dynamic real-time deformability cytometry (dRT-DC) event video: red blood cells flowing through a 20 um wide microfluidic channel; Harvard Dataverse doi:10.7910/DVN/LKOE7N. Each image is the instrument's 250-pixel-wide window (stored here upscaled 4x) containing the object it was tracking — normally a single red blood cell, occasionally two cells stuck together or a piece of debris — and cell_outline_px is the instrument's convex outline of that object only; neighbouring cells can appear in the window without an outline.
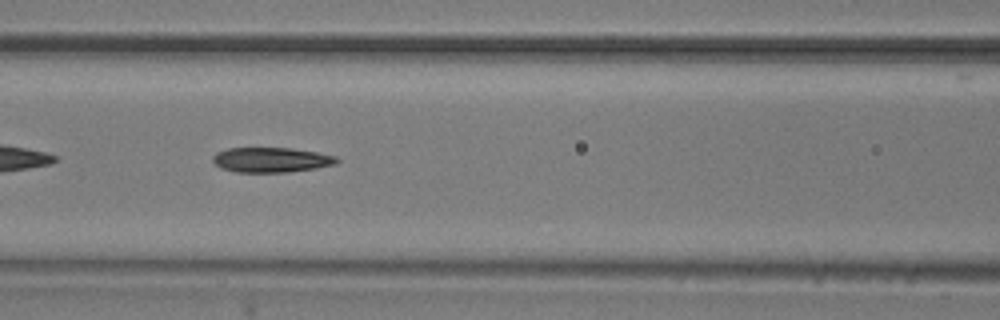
{"species": "common noctule bat (a hibernating species)", "species_latin": "Nyctalus noctula", "temperature_condition": "room temperature", "stored_images_in_passage": 47, "camera_frame_rate_fps": 3000, "um_per_image_px": 0.085, "animal": {"sex": "male", "body_mass_g": 20.5, "forearm_length_mm": 52.5}, "frame": {"image": 1, "passage_image": 21, "time_ms": 6.667, "image_size_px": [1000, 320], "cell_outline_px": [[340, 160], [336, 164], [316, 168], [288, 172], [236, 172], [220, 168], [212, 160], [212, 156], [216, 152], [228, 148], [292, 148], [316, 152], [336, 156]], "centroid_in_image_um": [23.05, 13.58], "position_along_channel_um": 143.6, "area_um2": 18.09}}
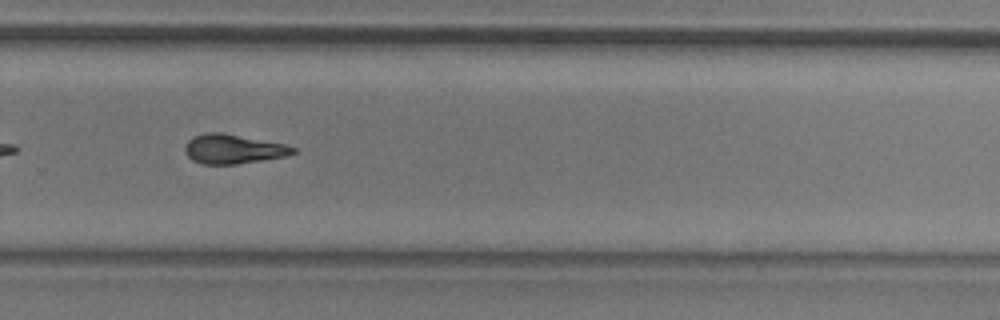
{"frame": {"image": 2, "passage_image": 34, "time_ms": 11.0, "image_size_px": [1000, 320], "cell_outline_px": [[296, 152], [284, 156], [236, 164], [204, 164], [192, 160], [184, 152], [184, 148], [188, 140], [196, 136], [208, 132], [224, 132], [284, 144], [296, 148]], "centroid_in_image_um": [19.79, 12.66], "position_along_channel_um": 310.0, "area_um2": 18.32}}